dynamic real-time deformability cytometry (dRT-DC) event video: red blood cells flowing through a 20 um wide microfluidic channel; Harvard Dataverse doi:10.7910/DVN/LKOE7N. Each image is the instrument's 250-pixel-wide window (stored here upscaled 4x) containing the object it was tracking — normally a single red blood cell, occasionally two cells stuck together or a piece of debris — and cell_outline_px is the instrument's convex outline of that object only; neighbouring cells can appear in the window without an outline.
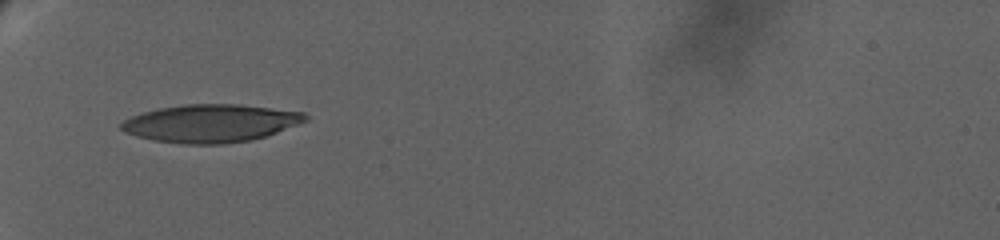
{"species": "human", "species_latin": "Homo sapiens", "temperature_condition": "warm", "stored_images_in_passage": 35, "camera_frame_rate_fps": 3000, "um_per_image_px": 0.085, "donor": {"sex": "female"}, "frame": {"image": 1, "passage_image": 1, "time_ms": 0.0, "image_size_px": [1000, 240], "cell_outline_px": [[308, 120], [300, 124], [252, 140], [224, 144], [180, 144], [156, 140], [136, 136], [124, 132], [120, 128], [120, 124], [124, 120], [132, 116], [144, 112], [160, 108], [184, 104], [240, 104], [304, 112], [308, 116]], "centroid_in_image_um": [17.92, 10.48], "position_along_channel_um": 67.1, "area_um2": 40.63}}
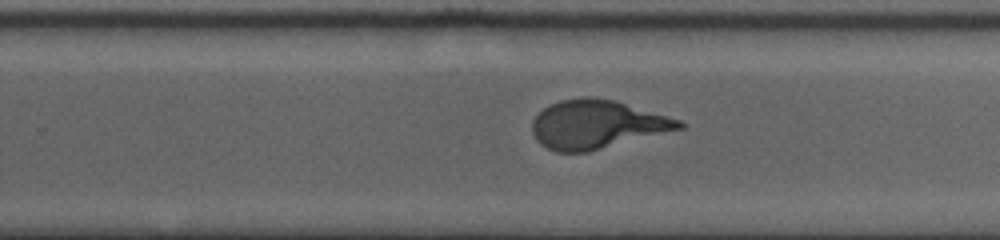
{"frame": {"image": 2, "passage_image": 20, "time_ms": 8.0, "image_size_px": [1000, 240], "cell_outline_px": [[684, 128], [588, 152], [556, 152], [540, 144], [536, 140], [532, 132], [532, 120], [544, 108], [560, 100], [584, 96], [588, 96], [612, 100], [680, 120], [684, 124]], "centroid_in_image_um": [50.7, 10.59], "position_along_channel_um": 279.1, "area_um2": 41.15}}
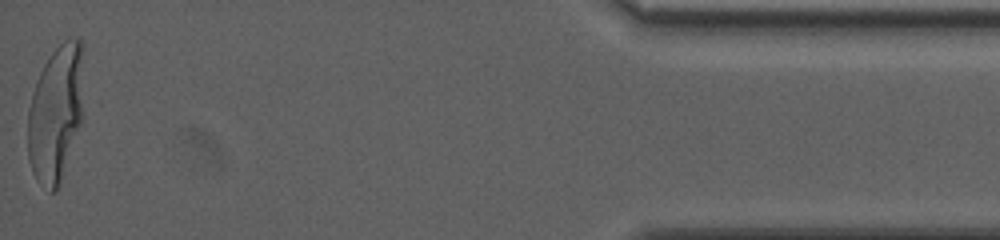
{"frame": {"image": 3, "passage_image": 35, "time_ms": 15.667, "image_size_px": [1000, 240], "cell_outline_px": [[84, 120], [56, 192], [48, 192], [36, 180], [32, 172], [28, 160], [28, 108], [32, 92], [36, 80], [44, 64], [52, 52], [68, 36], [80, 40]], "centroid_in_image_um": [4.74, 9.69], "position_along_channel_um": 430.5, "area_um2": 45.08}}